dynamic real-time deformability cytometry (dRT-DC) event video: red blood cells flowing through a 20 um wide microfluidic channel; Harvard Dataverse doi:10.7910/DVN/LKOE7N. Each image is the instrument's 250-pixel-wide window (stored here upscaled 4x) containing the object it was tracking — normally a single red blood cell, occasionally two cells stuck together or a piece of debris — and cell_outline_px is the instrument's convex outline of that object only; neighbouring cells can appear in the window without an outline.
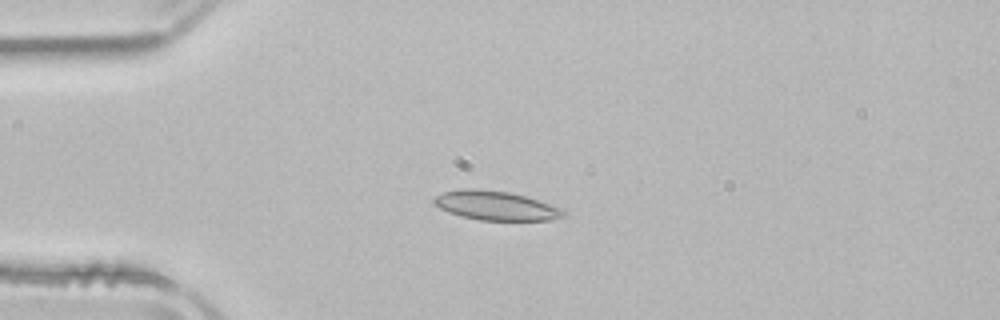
{"species": "common noctule bat (a hibernating species)", "species_latin": "Nyctalus noctula", "temperature_condition": "room temperature", "stored_images_in_passage": 5, "camera_frame_rate_fps": 3000, "um_per_image_px": 0.085, "animal": {"sex": "male", "body_mass_g": 21.5, "forearm_length_mm": 52.0}, "frame": {"image": 1, "passage_image": 4, "time_ms": 4.0, "image_size_px": [1000, 320], "cell_outline_px": [[564, 216], [552, 220], [480, 220], [460, 216], [448, 212], [440, 208], [432, 200], [436, 196], [444, 192], [460, 188], [476, 188], [508, 192], [524, 196], [564, 208]], "centroid_in_image_um": [42.14, 17.47], "position_along_channel_um": 42.9, "area_um2": 21.96}}